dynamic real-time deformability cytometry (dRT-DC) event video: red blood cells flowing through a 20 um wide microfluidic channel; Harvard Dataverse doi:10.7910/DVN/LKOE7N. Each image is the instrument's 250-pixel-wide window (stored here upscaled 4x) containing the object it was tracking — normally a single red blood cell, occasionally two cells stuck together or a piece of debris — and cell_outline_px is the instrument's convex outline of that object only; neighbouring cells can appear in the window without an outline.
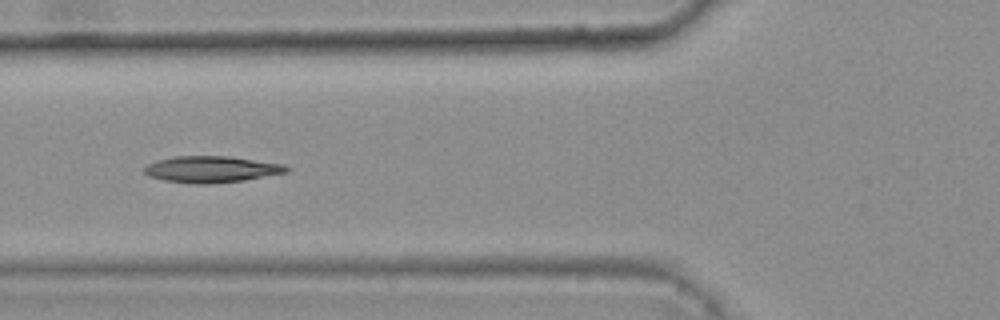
{"species": "common noctule bat (a hibernating species)", "species_latin": "Nyctalus noctula", "temperature_condition": "warm", "stored_images_in_passage": 7, "camera_frame_rate_fps": 3000, "um_per_image_px": 0.085, "animal": {"sex": "female", "body_mass_g": 25.1}, "frame": {"image": 1, "passage_image": 5, "time_ms": 1.333, "image_size_px": [1000, 320], "cell_outline_px": [[292, 168], [288, 172], [244, 180], [208, 184], [188, 184], [164, 180], [148, 176], [144, 172], [144, 168], [148, 164], [156, 160], [176, 156], [228, 156], [284, 164]], "centroid_in_image_um": [17.97, 14.39], "position_along_channel_um": 107.8, "area_um2": 22.02}}
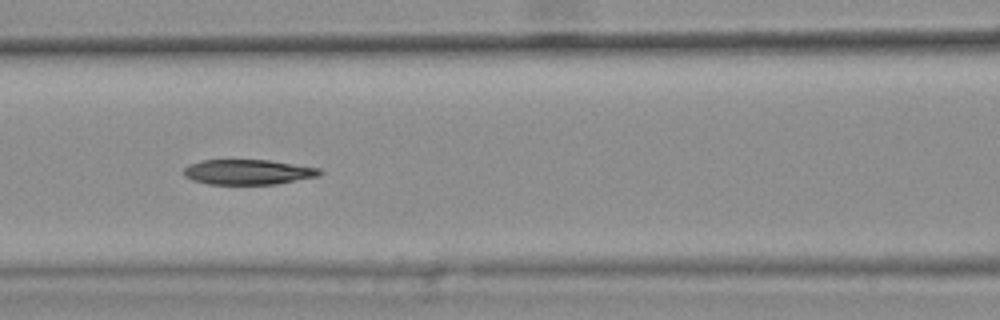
{"frame": {"image": 2, "passage_image": 6, "time_ms": 1.667, "image_size_px": [1000, 320], "cell_outline_px": [[324, 172], [320, 176], [276, 184], [208, 184], [192, 180], [184, 176], [184, 168], [188, 164], [200, 160], [268, 160], [320, 168]], "centroid_in_image_um": [21.08, 14.62], "position_along_channel_um": 145.5, "area_um2": 20.0}}